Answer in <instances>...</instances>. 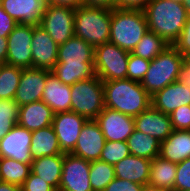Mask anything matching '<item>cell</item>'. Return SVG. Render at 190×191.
I'll list each match as a JSON object with an SVG mask.
<instances>
[{
	"mask_svg": "<svg viewBox=\"0 0 190 191\" xmlns=\"http://www.w3.org/2000/svg\"><path fill=\"white\" fill-rule=\"evenodd\" d=\"M143 11L148 30L169 45L177 41L188 17L183 4L171 0H151Z\"/></svg>",
	"mask_w": 190,
	"mask_h": 191,
	"instance_id": "6da1fadb",
	"label": "cell"
},
{
	"mask_svg": "<svg viewBox=\"0 0 190 191\" xmlns=\"http://www.w3.org/2000/svg\"><path fill=\"white\" fill-rule=\"evenodd\" d=\"M104 104L125 115L136 117L151 106V96L141 82L130 79L103 82Z\"/></svg>",
	"mask_w": 190,
	"mask_h": 191,
	"instance_id": "7a4b0ae2",
	"label": "cell"
},
{
	"mask_svg": "<svg viewBox=\"0 0 190 191\" xmlns=\"http://www.w3.org/2000/svg\"><path fill=\"white\" fill-rule=\"evenodd\" d=\"M148 31L143 10L112 9L109 42L132 52Z\"/></svg>",
	"mask_w": 190,
	"mask_h": 191,
	"instance_id": "3957f363",
	"label": "cell"
},
{
	"mask_svg": "<svg viewBox=\"0 0 190 191\" xmlns=\"http://www.w3.org/2000/svg\"><path fill=\"white\" fill-rule=\"evenodd\" d=\"M112 10L80 6L75 9L74 35L94 48L109 42Z\"/></svg>",
	"mask_w": 190,
	"mask_h": 191,
	"instance_id": "277c9868",
	"label": "cell"
},
{
	"mask_svg": "<svg viewBox=\"0 0 190 191\" xmlns=\"http://www.w3.org/2000/svg\"><path fill=\"white\" fill-rule=\"evenodd\" d=\"M184 59L185 57L170 45L150 61L149 69L141 81L142 87L153 96L157 91L175 82Z\"/></svg>",
	"mask_w": 190,
	"mask_h": 191,
	"instance_id": "5b68a950",
	"label": "cell"
},
{
	"mask_svg": "<svg viewBox=\"0 0 190 191\" xmlns=\"http://www.w3.org/2000/svg\"><path fill=\"white\" fill-rule=\"evenodd\" d=\"M71 87V111L89 119H96L105 108L103 82L95 75Z\"/></svg>",
	"mask_w": 190,
	"mask_h": 191,
	"instance_id": "8992f818",
	"label": "cell"
},
{
	"mask_svg": "<svg viewBox=\"0 0 190 191\" xmlns=\"http://www.w3.org/2000/svg\"><path fill=\"white\" fill-rule=\"evenodd\" d=\"M130 52L107 42L94 48L95 74L102 82L127 78Z\"/></svg>",
	"mask_w": 190,
	"mask_h": 191,
	"instance_id": "52a82bcc",
	"label": "cell"
},
{
	"mask_svg": "<svg viewBox=\"0 0 190 191\" xmlns=\"http://www.w3.org/2000/svg\"><path fill=\"white\" fill-rule=\"evenodd\" d=\"M75 9L68 6L46 5L40 26L57 45L74 36Z\"/></svg>",
	"mask_w": 190,
	"mask_h": 191,
	"instance_id": "ba28073f",
	"label": "cell"
},
{
	"mask_svg": "<svg viewBox=\"0 0 190 191\" xmlns=\"http://www.w3.org/2000/svg\"><path fill=\"white\" fill-rule=\"evenodd\" d=\"M33 25L17 24L7 36L6 64L21 68H32Z\"/></svg>",
	"mask_w": 190,
	"mask_h": 191,
	"instance_id": "9c48e42d",
	"label": "cell"
},
{
	"mask_svg": "<svg viewBox=\"0 0 190 191\" xmlns=\"http://www.w3.org/2000/svg\"><path fill=\"white\" fill-rule=\"evenodd\" d=\"M90 161L64 153L58 191H93L89 181Z\"/></svg>",
	"mask_w": 190,
	"mask_h": 191,
	"instance_id": "30bf717a",
	"label": "cell"
},
{
	"mask_svg": "<svg viewBox=\"0 0 190 191\" xmlns=\"http://www.w3.org/2000/svg\"><path fill=\"white\" fill-rule=\"evenodd\" d=\"M31 138L32 131L16 124L0 140V158H12L31 165Z\"/></svg>",
	"mask_w": 190,
	"mask_h": 191,
	"instance_id": "8fae6325",
	"label": "cell"
},
{
	"mask_svg": "<svg viewBox=\"0 0 190 191\" xmlns=\"http://www.w3.org/2000/svg\"><path fill=\"white\" fill-rule=\"evenodd\" d=\"M88 119L76 112H60L54 115L52 127L63 153H71L75 148L83 125Z\"/></svg>",
	"mask_w": 190,
	"mask_h": 191,
	"instance_id": "7c38bea8",
	"label": "cell"
},
{
	"mask_svg": "<svg viewBox=\"0 0 190 191\" xmlns=\"http://www.w3.org/2000/svg\"><path fill=\"white\" fill-rule=\"evenodd\" d=\"M108 141H127L135 130L134 117L105 107L95 119Z\"/></svg>",
	"mask_w": 190,
	"mask_h": 191,
	"instance_id": "4fadbf2b",
	"label": "cell"
},
{
	"mask_svg": "<svg viewBox=\"0 0 190 191\" xmlns=\"http://www.w3.org/2000/svg\"><path fill=\"white\" fill-rule=\"evenodd\" d=\"M106 143L104 134L95 119H89L77 139L72 155L88 161L99 160Z\"/></svg>",
	"mask_w": 190,
	"mask_h": 191,
	"instance_id": "5bb4252c",
	"label": "cell"
},
{
	"mask_svg": "<svg viewBox=\"0 0 190 191\" xmlns=\"http://www.w3.org/2000/svg\"><path fill=\"white\" fill-rule=\"evenodd\" d=\"M47 69L23 68L20 82L14 96L18 106L40 101L47 80Z\"/></svg>",
	"mask_w": 190,
	"mask_h": 191,
	"instance_id": "9a60e30c",
	"label": "cell"
},
{
	"mask_svg": "<svg viewBox=\"0 0 190 191\" xmlns=\"http://www.w3.org/2000/svg\"><path fill=\"white\" fill-rule=\"evenodd\" d=\"M31 49L32 68L49 71L54 68L58 58V45L40 25H33Z\"/></svg>",
	"mask_w": 190,
	"mask_h": 191,
	"instance_id": "2e32d148",
	"label": "cell"
},
{
	"mask_svg": "<svg viewBox=\"0 0 190 191\" xmlns=\"http://www.w3.org/2000/svg\"><path fill=\"white\" fill-rule=\"evenodd\" d=\"M135 129L164 141L173 131L170 115L162 113L152 105L144 112L134 117Z\"/></svg>",
	"mask_w": 190,
	"mask_h": 191,
	"instance_id": "e0dca14e",
	"label": "cell"
},
{
	"mask_svg": "<svg viewBox=\"0 0 190 191\" xmlns=\"http://www.w3.org/2000/svg\"><path fill=\"white\" fill-rule=\"evenodd\" d=\"M3 10L18 24L40 25L45 0H0Z\"/></svg>",
	"mask_w": 190,
	"mask_h": 191,
	"instance_id": "ac0fdd59",
	"label": "cell"
},
{
	"mask_svg": "<svg viewBox=\"0 0 190 191\" xmlns=\"http://www.w3.org/2000/svg\"><path fill=\"white\" fill-rule=\"evenodd\" d=\"M151 105L162 113L170 115L180 106L190 105V87L177 81L172 82L151 96Z\"/></svg>",
	"mask_w": 190,
	"mask_h": 191,
	"instance_id": "d6986e66",
	"label": "cell"
},
{
	"mask_svg": "<svg viewBox=\"0 0 190 191\" xmlns=\"http://www.w3.org/2000/svg\"><path fill=\"white\" fill-rule=\"evenodd\" d=\"M57 63L94 65V47L75 35L58 45Z\"/></svg>",
	"mask_w": 190,
	"mask_h": 191,
	"instance_id": "ffe728a7",
	"label": "cell"
},
{
	"mask_svg": "<svg viewBox=\"0 0 190 191\" xmlns=\"http://www.w3.org/2000/svg\"><path fill=\"white\" fill-rule=\"evenodd\" d=\"M54 112L71 111V87L62 83L51 71L47 73L45 89L41 99Z\"/></svg>",
	"mask_w": 190,
	"mask_h": 191,
	"instance_id": "44dd1931",
	"label": "cell"
},
{
	"mask_svg": "<svg viewBox=\"0 0 190 191\" xmlns=\"http://www.w3.org/2000/svg\"><path fill=\"white\" fill-rule=\"evenodd\" d=\"M55 112L42 100L19 107L18 124L29 131L48 127L52 124Z\"/></svg>",
	"mask_w": 190,
	"mask_h": 191,
	"instance_id": "7402d4cb",
	"label": "cell"
},
{
	"mask_svg": "<svg viewBox=\"0 0 190 191\" xmlns=\"http://www.w3.org/2000/svg\"><path fill=\"white\" fill-rule=\"evenodd\" d=\"M150 166V159L130 154L114 165L115 177L144 186L149 182Z\"/></svg>",
	"mask_w": 190,
	"mask_h": 191,
	"instance_id": "603a6c76",
	"label": "cell"
},
{
	"mask_svg": "<svg viewBox=\"0 0 190 191\" xmlns=\"http://www.w3.org/2000/svg\"><path fill=\"white\" fill-rule=\"evenodd\" d=\"M159 156L176 164L190 158V130H174L160 142Z\"/></svg>",
	"mask_w": 190,
	"mask_h": 191,
	"instance_id": "cb8c5ba5",
	"label": "cell"
},
{
	"mask_svg": "<svg viewBox=\"0 0 190 191\" xmlns=\"http://www.w3.org/2000/svg\"><path fill=\"white\" fill-rule=\"evenodd\" d=\"M64 154L44 156L33 159L31 171L49 183L56 191L59 189Z\"/></svg>",
	"mask_w": 190,
	"mask_h": 191,
	"instance_id": "d4e9b609",
	"label": "cell"
},
{
	"mask_svg": "<svg viewBox=\"0 0 190 191\" xmlns=\"http://www.w3.org/2000/svg\"><path fill=\"white\" fill-rule=\"evenodd\" d=\"M30 152L33 159L64 154L52 125L32 131Z\"/></svg>",
	"mask_w": 190,
	"mask_h": 191,
	"instance_id": "484cf974",
	"label": "cell"
},
{
	"mask_svg": "<svg viewBox=\"0 0 190 191\" xmlns=\"http://www.w3.org/2000/svg\"><path fill=\"white\" fill-rule=\"evenodd\" d=\"M177 164L161 158L151 160L148 185L173 191L176 179Z\"/></svg>",
	"mask_w": 190,
	"mask_h": 191,
	"instance_id": "4316f807",
	"label": "cell"
},
{
	"mask_svg": "<svg viewBox=\"0 0 190 191\" xmlns=\"http://www.w3.org/2000/svg\"><path fill=\"white\" fill-rule=\"evenodd\" d=\"M127 144L131 155L150 160L159 156L160 141L136 129L128 137Z\"/></svg>",
	"mask_w": 190,
	"mask_h": 191,
	"instance_id": "83f0119b",
	"label": "cell"
},
{
	"mask_svg": "<svg viewBox=\"0 0 190 191\" xmlns=\"http://www.w3.org/2000/svg\"><path fill=\"white\" fill-rule=\"evenodd\" d=\"M51 72L64 84L74 83L94 77V65H74L67 63H56Z\"/></svg>",
	"mask_w": 190,
	"mask_h": 191,
	"instance_id": "f1b7e54d",
	"label": "cell"
},
{
	"mask_svg": "<svg viewBox=\"0 0 190 191\" xmlns=\"http://www.w3.org/2000/svg\"><path fill=\"white\" fill-rule=\"evenodd\" d=\"M31 172V165L12 158H0V180L21 187Z\"/></svg>",
	"mask_w": 190,
	"mask_h": 191,
	"instance_id": "f546056e",
	"label": "cell"
},
{
	"mask_svg": "<svg viewBox=\"0 0 190 191\" xmlns=\"http://www.w3.org/2000/svg\"><path fill=\"white\" fill-rule=\"evenodd\" d=\"M169 46L164 39L154 32L148 31L131 53L151 61Z\"/></svg>",
	"mask_w": 190,
	"mask_h": 191,
	"instance_id": "4dcf8cb0",
	"label": "cell"
},
{
	"mask_svg": "<svg viewBox=\"0 0 190 191\" xmlns=\"http://www.w3.org/2000/svg\"><path fill=\"white\" fill-rule=\"evenodd\" d=\"M21 67L8 64L0 65V99H14L18 88L21 73Z\"/></svg>",
	"mask_w": 190,
	"mask_h": 191,
	"instance_id": "1f68e13d",
	"label": "cell"
},
{
	"mask_svg": "<svg viewBox=\"0 0 190 191\" xmlns=\"http://www.w3.org/2000/svg\"><path fill=\"white\" fill-rule=\"evenodd\" d=\"M114 178V165L101 160L90 161L89 181L93 191H104Z\"/></svg>",
	"mask_w": 190,
	"mask_h": 191,
	"instance_id": "d6a6232c",
	"label": "cell"
},
{
	"mask_svg": "<svg viewBox=\"0 0 190 191\" xmlns=\"http://www.w3.org/2000/svg\"><path fill=\"white\" fill-rule=\"evenodd\" d=\"M19 106L14 99H0V140L18 124Z\"/></svg>",
	"mask_w": 190,
	"mask_h": 191,
	"instance_id": "836d02e7",
	"label": "cell"
},
{
	"mask_svg": "<svg viewBox=\"0 0 190 191\" xmlns=\"http://www.w3.org/2000/svg\"><path fill=\"white\" fill-rule=\"evenodd\" d=\"M130 155L127 141H108L102 149L99 160L115 165L125 157Z\"/></svg>",
	"mask_w": 190,
	"mask_h": 191,
	"instance_id": "e575fe53",
	"label": "cell"
},
{
	"mask_svg": "<svg viewBox=\"0 0 190 191\" xmlns=\"http://www.w3.org/2000/svg\"><path fill=\"white\" fill-rule=\"evenodd\" d=\"M150 66V60L136 56L130 52L128 60L127 79L141 82Z\"/></svg>",
	"mask_w": 190,
	"mask_h": 191,
	"instance_id": "d590c367",
	"label": "cell"
},
{
	"mask_svg": "<svg viewBox=\"0 0 190 191\" xmlns=\"http://www.w3.org/2000/svg\"><path fill=\"white\" fill-rule=\"evenodd\" d=\"M190 190V158L177 164L176 179L173 191Z\"/></svg>",
	"mask_w": 190,
	"mask_h": 191,
	"instance_id": "8d00e7d4",
	"label": "cell"
},
{
	"mask_svg": "<svg viewBox=\"0 0 190 191\" xmlns=\"http://www.w3.org/2000/svg\"><path fill=\"white\" fill-rule=\"evenodd\" d=\"M174 130H190V105H182L170 114Z\"/></svg>",
	"mask_w": 190,
	"mask_h": 191,
	"instance_id": "74e56055",
	"label": "cell"
},
{
	"mask_svg": "<svg viewBox=\"0 0 190 191\" xmlns=\"http://www.w3.org/2000/svg\"><path fill=\"white\" fill-rule=\"evenodd\" d=\"M21 191H56L49 183L45 182L32 171L21 186Z\"/></svg>",
	"mask_w": 190,
	"mask_h": 191,
	"instance_id": "f35d334b",
	"label": "cell"
},
{
	"mask_svg": "<svg viewBox=\"0 0 190 191\" xmlns=\"http://www.w3.org/2000/svg\"><path fill=\"white\" fill-rule=\"evenodd\" d=\"M173 46L184 56L190 57V15H188L184 28Z\"/></svg>",
	"mask_w": 190,
	"mask_h": 191,
	"instance_id": "ab89813d",
	"label": "cell"
},
{
	"mask_svg": "<svg viewBox=\"0 0 190 191\" xmlns=\"http://www.w3.org/2000/svg\"><path fill=\"white\" fill-rule=\"evenodd\" d=\"M143 186L129 180L114 178L104 189V191H142Z\"/></svg>",
	"mask_w": 190,
	"mask_h": 191,
	"instance_id": "60d3db41",
	"label": "cell"
},
{
	"mask_svg": "<svg viewBox=\"0 0 190 191\" xmlns=\"http://www.w3.org/2000/svg\"><path fill=\"white\" fill-rule=\"evenodd\" d=\"M17 24L18 23L11 18L0 5V37L7 38Z\"/></svg>",
	"mask_w": 190,
	"mask_h": 191,
	"instance_id": "b9f144b4",
	"label": "cell"
},
{
	"mask_svg": "<svg viewBox=\"0 0 190 191\" xmlns=\"http://www.w3.org/2000/svg\"><path fill=\"white\" fill-rule=\"evenodd\" d=\"M151 0H114V8L144 10Z\"/></svg>",
	"mask_w": 190,
	"mask_h": 191,
	"instance_id": "7bdbcfd3",
	"label": "cell"
},
{
	"mask_svg": "<svg viewBox=\"0 0 190 191\" xmlns=\"http://www.w3.org/2000/svg\"><path fill=\"white\" fill-rule=\"evenodd\" d=\"M176 81L190 87V57L183 60Z\"/></svg>",
	"mask_w": 190,
	"mask_h": 191,
	"instance_id": "ee69618b",
	"label": "cell"
},
{
	"mask_svg": "<svg viewBox=\"0 0 190 191\" xmlns=\"http://www.w3.org/2000/svg\"><path fill=\"white\" fill-rule=\"evenodd\" d=\"M82 6L114 9V0H82Z\"/></svg>",
	"mask_w": 190,
	"mask_h": 191,
	"instance_id": "f6af8a7d",
	"label": "cell"
},
{
	"mask_svg": "<svg viewBox=\"0 0 190 191\" xmlns=\"http://www.w3.org/2000/svg\"><path fill=\"white\" fill-rule=\"evenodd\" d=\"M47 5L68 6L76 9L82 6V0H45Z\"/></svg>",
	"mask_w": 190,
	"mask_h": 191,
	"instance_id": "bcb514c9",
	"label": "cell"
},
{
	"mask_svg": "<svg viewBox=\"0 0 190 191\" xmlns=\"http://www.w3.org/2000/svg\"><path fill=\"white\" fill-rule=\"evenodd\" d=\"M7 45H8L7 38L0 37V65L6 64L7 50H8Z\"/></svg>",
	"mask_w": 190,
	"mask_h": 191,
	"instance_id": "7dc6e473",
	"label": "cell"
},
{
	"mask_svg": "<svg viewBox=\"0 0 190 191\" xmlns=\"http://www.w3.org/2000/svg\"><path fill=\"white\" fill-rule=\"evenodd\" d=\"M0 191H21V187L0 180Z\"/></svg>",
	"mask_w": 190,
	"mask_h": 191,
	"instance_id": "c3c4849f",
	"label": "cell"
},
{
	"mask_svg": "<svg viewBox=\"0 0 190 191\" xmlns=\"http://www.w3.org/2000/svg\"><path fill=\"white\" fill-rule=\"evenodd\" d=\"M142 191H168L164 189H160L159 187H154L150 185H144Z\"/></svg>",
	"mask_w": 190,
	"mask_h": 191,
	"instance_id": "681fc988",
	"label": "cell"
},
{
	"mask_svg": "<svg viewBox=\"0 0 190 191\" xmlns=\"http://www.w3.org/2000/svg\"><path fill=\"white\" fill-rule=\"evenodd\" d=\"M182 4L186 9L187 14L190 15V0H183Z\"/></svg>",
	"mask_w": 190,
	"mask_h": 191,
	"instance_id": "f907efd6",
	"label": "cell"
},
{
	"mask_svg": "<svg viewBox=\"0 0 190 191\" xmlns=\"http://www.w3.org/2000/svg\"><path fill=\"white\" fill-rule=\"evenodd\" d=\"M171 1H173V2H178V3H181V4H182V2H183V0H171Z\"/></svg>",
	"mask_w": 190,
	"mask_h": 191,
	"instance_id": "816d5d0a",
	"label": "cell"
}]
</instances>
